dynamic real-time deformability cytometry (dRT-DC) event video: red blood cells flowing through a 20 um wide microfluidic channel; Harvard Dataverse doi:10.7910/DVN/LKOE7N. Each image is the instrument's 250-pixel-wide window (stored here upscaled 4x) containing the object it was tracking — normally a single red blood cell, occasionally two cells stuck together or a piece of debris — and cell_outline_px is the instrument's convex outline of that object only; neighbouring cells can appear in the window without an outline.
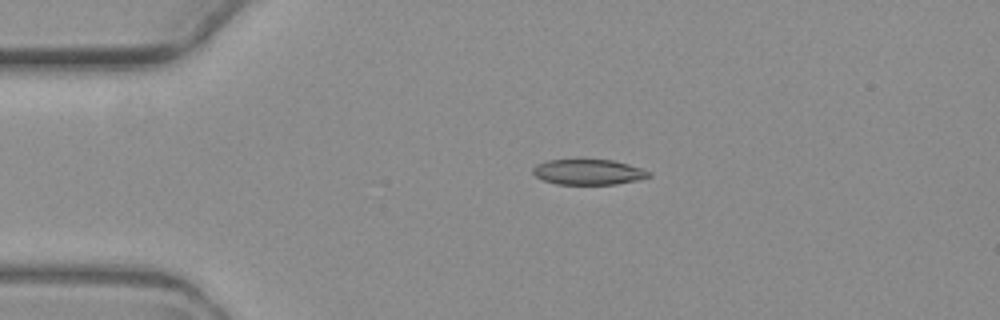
{"species": "common noctule bat (a hibernating species)", "species_latin": "Nyctalus noctula", "temperature_condition": "warm", "stored_images_in_passage": 2, "camera_frame_rate_fps": 3000, "um_per_image_px": 0.085, "animal": {"sex": "female", "body_mass_g": 19.3, "forearm_length_mm": 54.1}, "frame": {"image": 1, "passage_image": 1, "time_ms": 0.0, "image_size_px": [1000, 320], "cell_outline_px": [[652, 176], [636, 180], [616, 184], [556, 184], [544, 180], [536, 176], [532, 172], [532, 168], [536, 164], [548, 160], [612, 160], [628, 164], [652, 172]], "centroid_in_image_um": [50.01, 14.62], "position_along_channel_um": 35.0, "area_um2": 17.05}}